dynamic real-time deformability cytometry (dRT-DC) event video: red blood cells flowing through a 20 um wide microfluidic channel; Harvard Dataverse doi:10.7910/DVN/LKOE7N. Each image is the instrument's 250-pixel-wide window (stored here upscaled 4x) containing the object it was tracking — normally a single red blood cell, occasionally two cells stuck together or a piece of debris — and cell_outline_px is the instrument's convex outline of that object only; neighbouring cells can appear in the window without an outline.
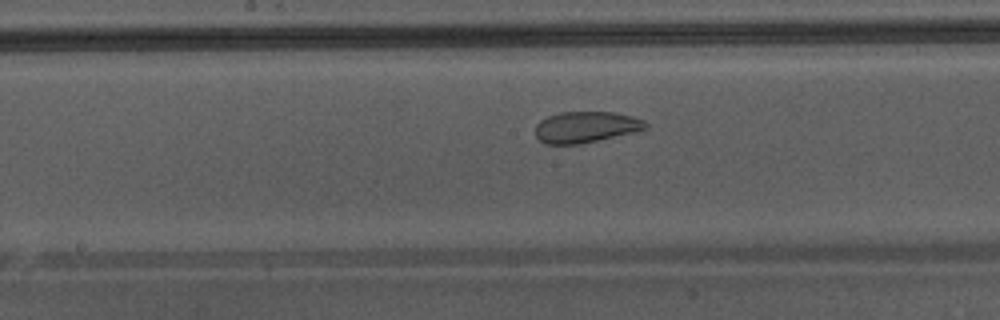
{"species": "Egyptian fruit bat (a non-hibernating species)", "species_latin": "Rousettus aegyptiacus", "temperature_condition": "warm", "stored_images_in_passage": 39, "camera_frame_rate_fps": 3000, "um_per_image_px": 0.085, "animal": {"sex": "male"}, "frame": {"image": 1, "passage_image": 17, "time_ms": 5.333, "image_size_px": [1000, 320], "cell_outline_px": [[648, 128], [632, 132], [580, 144], [544, 144], [536, 136], [536, 124], [540, 120], [548, 116], [560, 112], [612, 112], [632, 116], [644, 120], [648, 124]], "centroid_in_image_um": [49.78, 10.79], "position_along_channel_um": 198.4, "area_um2": 19.88}, "authors_computed_cell_mechanics": {"area_um2": 24.9696, "velocity_mm_per_s": 4.323, "shape_relaxation_time_tau1_ms": null, "shape_relaxation_time_tau2_ms": 1.1787, "deformation_change_tau1": null, "deformation_change_tau2": 0.0769}}